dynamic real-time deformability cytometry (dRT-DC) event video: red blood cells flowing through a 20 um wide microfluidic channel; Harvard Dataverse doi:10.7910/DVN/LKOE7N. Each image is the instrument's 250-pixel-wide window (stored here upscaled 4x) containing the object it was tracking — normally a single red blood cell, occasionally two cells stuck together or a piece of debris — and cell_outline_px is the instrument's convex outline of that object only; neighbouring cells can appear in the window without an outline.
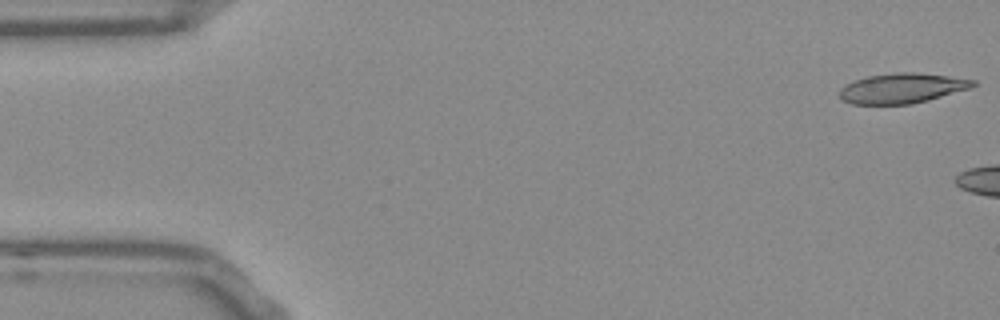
{"species": "Egyptian fruit bat (a non-hibernating species)", "species_latin": "Rousettus aegyptiacus", "temperature_condition": "room temperature", "stored_images_in_passage": 5, "camera_frame_rate_fps": 3000, "um_per_image_px": 0.085, "frame": {"image": 1, "passage_image": 1, "time_ms": 0.0, "image_size_px": [1000, 320], "cell_outline_px": [[976, 84], [968, 88], [928, 100], [912, 104], [852, 104], [840, 100], [840, 88], [856, 80], [868, 76], [896, 72], [912, 72], [976, 80]], "centroid_in_image_um": [76.62, 7.51], "position_along_channel_um": 8.4, "area_um2": 22.95}}